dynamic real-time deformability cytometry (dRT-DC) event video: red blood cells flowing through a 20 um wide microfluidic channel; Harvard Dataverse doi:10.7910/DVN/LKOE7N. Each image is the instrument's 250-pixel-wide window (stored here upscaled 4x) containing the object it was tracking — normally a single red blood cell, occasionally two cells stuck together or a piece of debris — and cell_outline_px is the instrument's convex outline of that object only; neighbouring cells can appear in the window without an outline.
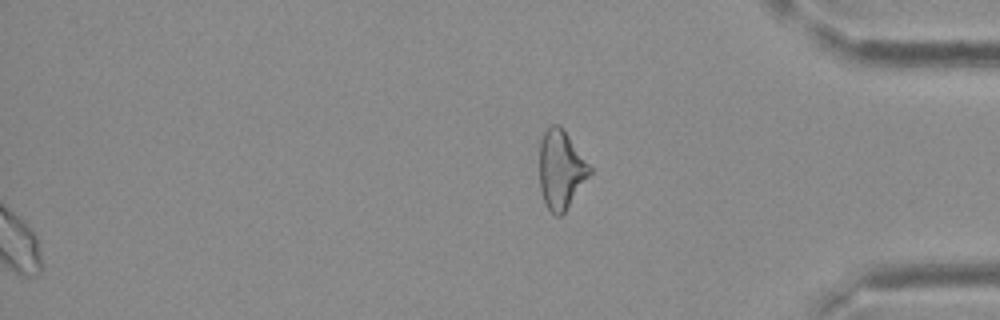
{"species": "Egyptian fruit bat (a non-hibernating species)", "species_latin": "Rousettus aegyptiacus", "temperature_condition": "cold", "stored_images_in_passage": 38, "segment_of_instrument_passage": [2, 2], "camera_frame_rate_fps": 3000, "um_per_image_px": 0.085, "frame": {"image": 1, "passage_image": 38, "time_ms": 12.333, "image_size_px": [1000, 320], "cell_outline_px": [[592, 172], [564, 212], [560, 216], [556, 216], [548, 208], [544, 200], [540, 188], [540, 140], [548, 124], [560, 124], [564, 128], [592, 168]], "centroid_in_image_um": [47.68, 14.35], "position_along_channel_um": 387.5, "area_um2": 23.06}}